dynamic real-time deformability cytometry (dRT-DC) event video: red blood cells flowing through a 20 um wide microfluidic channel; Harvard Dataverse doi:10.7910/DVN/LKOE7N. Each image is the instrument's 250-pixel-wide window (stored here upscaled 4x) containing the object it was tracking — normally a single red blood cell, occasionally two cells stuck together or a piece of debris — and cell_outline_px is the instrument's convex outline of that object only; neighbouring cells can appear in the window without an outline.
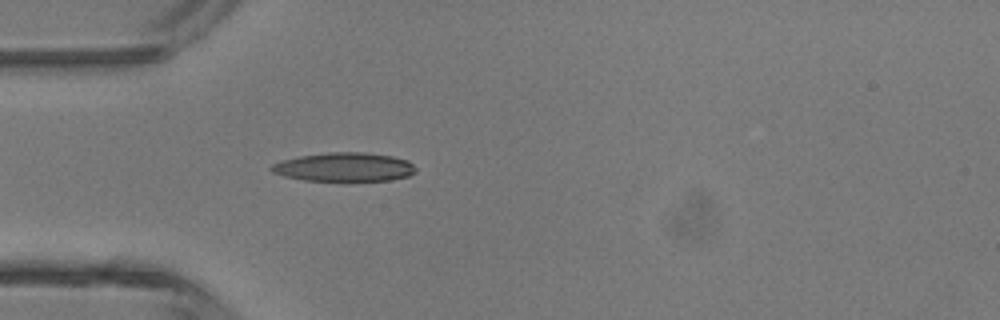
{"species": "common noctule bat (a hibernating species)", "species_latin": "Nyctalus noctula", "temperature_condition": "room temperature", "stored_images_in_passage": 33, "camera_frame_rate_fps": 3000, "um_per_image_px": 0.085, "animal": {"sex": "male", "body_mass_g": 13.3}, "frame": {"image": 1, "passage_image": 1, "time_ms": 0.0, "image_size_px": [1000, 320], "cell_outline_px": [[416, 172], [408, 176], [388, 180], [344, 184], [304, 180], [284, 176], [272, 172], [268, 168], [272, 164], [284, 160], [300, 156], [328, 152], [364, 152], [392, 156], [408, 160], [416, 168]], "centroid_in_image_um": [29.27, 14.25], "position_along_channel_um": 55.7, "area_um2": 25.26}}
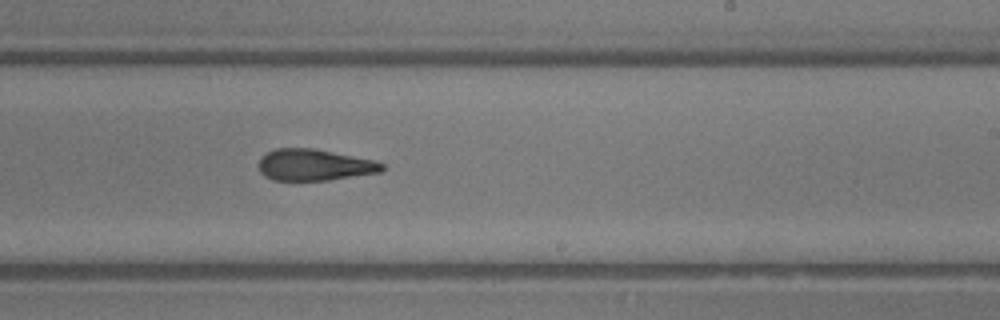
{"frame": {"image": 2, "passage_image": 15, "time_ms": 4.667, "image_size_px": [1000, 320], "cell_outline_px": [[384, 168], [380, 172], [328, 180], [272, 180], [264, 176], [260, 172], [260, 160], [268, 152], [276, 148], [312, 148], [376, 160], [384, 164]], "centroid_in_image_um": [26.74, 14.02], "position_along_channel_um": 262.3, "area_um2": 22.43}}
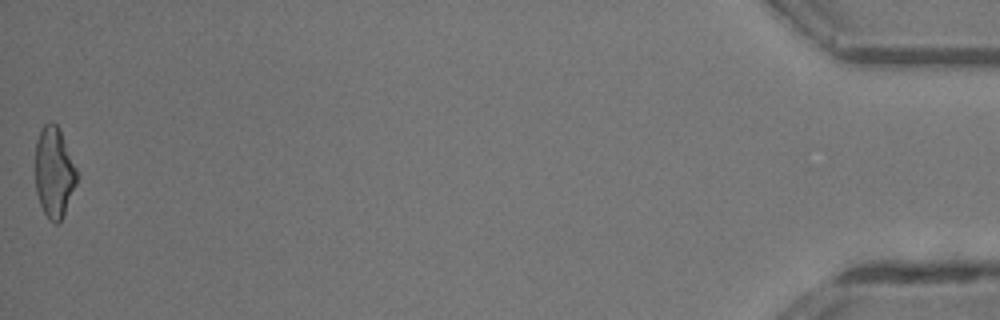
{"frame": {"image": 3, "passage_image": 33, "time_ms": 10.667, "image_size_px": [1000, 320], "cell_outline_px": [[76, 184], [64, 212], [60, 220], [56, 224], [48, 220], [40, 204], [36, 192], [36, 140], [44, 124], [48, 120], [52, 120], [56, 124], [60, 132], [76, 168]], "centroid_in_image_um": [4.57, 14.64], "position_along_channel_um": 430.6, "area_um2": 21.44}, "authors_computed_cell_mechanics": {"area_um2": 22.831, "velocity_mm_per_s": 4.5364, "shape_relaxation_time_tau1_ms": null, "shape_relaxation_time_tau2_ms": 3.5176, "deformation_change_tau1": null, "deformation_change_tau2": 0.1427}}